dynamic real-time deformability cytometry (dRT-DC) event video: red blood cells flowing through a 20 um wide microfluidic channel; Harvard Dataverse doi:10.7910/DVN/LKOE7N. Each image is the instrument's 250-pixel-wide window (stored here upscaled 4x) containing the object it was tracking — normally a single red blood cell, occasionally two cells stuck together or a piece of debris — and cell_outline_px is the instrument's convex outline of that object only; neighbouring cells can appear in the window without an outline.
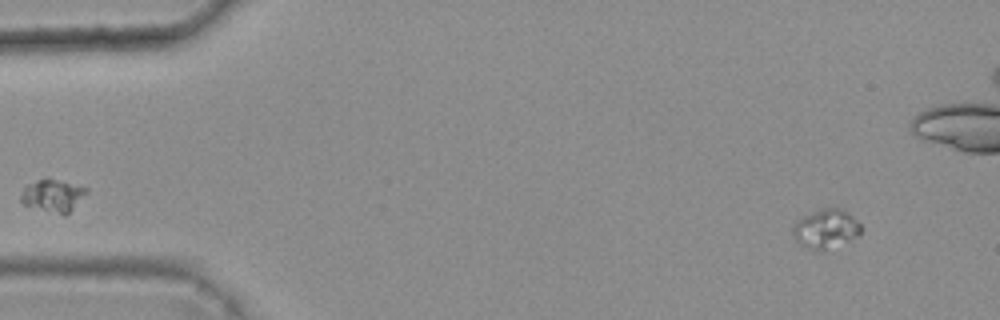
{"species": "common noctule bat (a hibernating species)", "species_latin": "Nyctalus noctula", "temperature_condition": "warm", "stored_images_in_passage": 4, "camera_frame_rate_fps": 3000, "um_per_image_px": 0.085, "animal": {"sex": "female", "body_mass_g": 25.1}, "frame": {"image": 1, "passage_image": 1, "time_ms": 0.0, "image_size_px": [1000, 320], "cell_outline_px": [[864, 228], [856, 236], [848, 240], [820, 252], [808, 248], [800, 244], [792, 236], [792, 228], [796, 220], [820, 208], [840, 208], [848, 212]], "centroid_in_image_um": [70.17, 19.44], "position_along_channel_um": 14.8, "area_um2": 15.49}}